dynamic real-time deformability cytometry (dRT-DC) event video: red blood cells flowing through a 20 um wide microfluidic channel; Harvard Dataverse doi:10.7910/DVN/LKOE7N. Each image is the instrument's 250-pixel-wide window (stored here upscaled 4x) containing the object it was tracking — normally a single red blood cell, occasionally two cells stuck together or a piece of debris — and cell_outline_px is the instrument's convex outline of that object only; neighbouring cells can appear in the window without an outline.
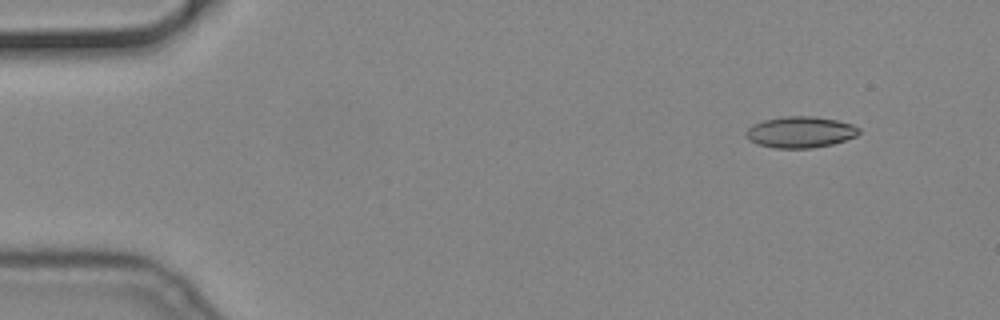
{"species": "common noctule bat (a hibernating species)", "species_latin": "Nyctalus noctula", "temperature_condition": "cold", "stored_images_in_passage": 4, "camera_frame_rate_fps": 3000, "um_per_image_px": 0.085, "animal": {"sex": "male", "body_mass_g": 19.2, "forearm_length_mm": 51.8}, "frame": {"image": 1, "passage_image": 2, "time_ms": 0.333, "image_size_px": [1000, 320], "cell_outline_px": [[860, 132], [856, 136], [832, 144], [812, 148], [772, 148], [756, 144], [748, 140], [744, 136], [744, 132], [752, 124], [764, 120], [784, 116], [816, 116], [836, 120], [852, 124], [860, 128]], "centroid_in_image_um": [67.98, 11.23], "position_along_channel_um": 17.0, "area_um2": 20.81}}